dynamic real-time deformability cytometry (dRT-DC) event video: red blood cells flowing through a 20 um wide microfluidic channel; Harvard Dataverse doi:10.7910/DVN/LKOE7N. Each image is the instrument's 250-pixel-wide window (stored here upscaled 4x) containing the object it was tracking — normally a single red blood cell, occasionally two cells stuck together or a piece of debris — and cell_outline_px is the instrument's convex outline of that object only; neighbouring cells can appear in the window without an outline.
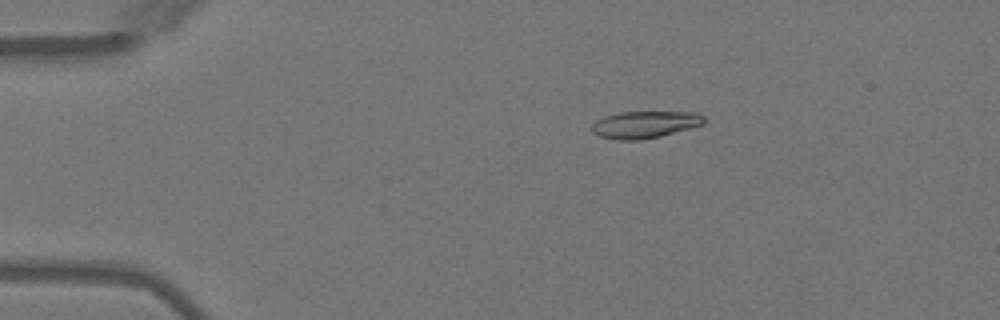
{"species": "Egyptian fruit bat (a non-hibernating species)", "species_latin": "Rousettus aegyptiacus", "temperature_condition": "warm", "stored_images_in_passage": 6, "camera_frame_rate_fps": 3000, "um_per_image_px": 0.085, "animal": {"sex": "female"}, "frame": {"image": 1, "passage_image": 3, "time_ms": 2.333, "image_size_px": [1000, 320], "cell_outline_px": [[704, 124], [660, 136], [640, 140], [616, 140], [600, 136], [592, 132], [592, 124], [596, 120], [604, 116], [620, 112], [696, 112], [704, 116]], "centroid_in_image_um": [54.79, 10.58], "position_along_channel_um": 30.2, "area_um2": 17.63}}
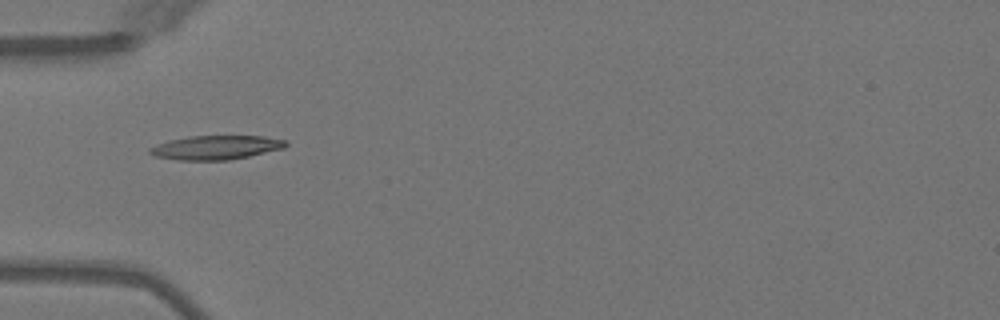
{"frame": {"image": 2, "passage_image": 5, "time_ms": 4.667, "image_size_px": [1000, 320], "cell_outline_px": [[288, 144], [284, 148], [248, 156], [228, 160], [176, 160], [156, 156], [148, 152], [148, 148], [168, 140], [188, 136], [264, 136], [288, 140]], "centroid_in_image_um": [18.36, 12.53], "position_along_channel_um": 66.6, "area_um2": 19.07}}
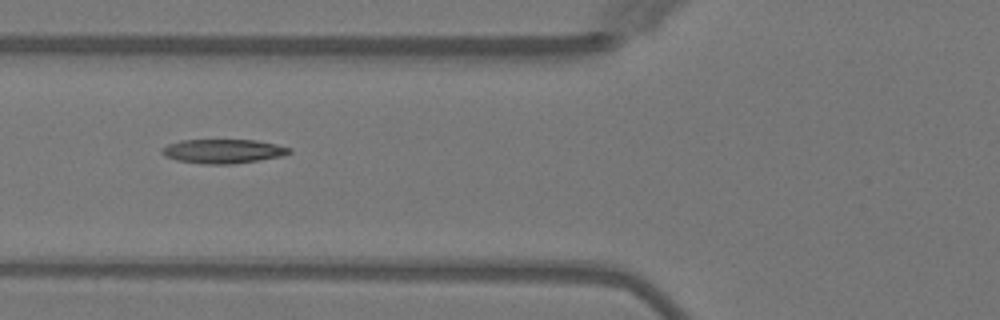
{"frame": {"image": 3, "passage_image": 6, "time_ms": 5.667, "image_size_px": [1000, 320], "cell_outline_px": [[292, 152], [284, 156], [260, 160], [232, 164], [204, 164], [176, 160], [164, 156], [160, 152], [168, 144], [180, 140], [256, 140], [276, 144], [292, 148]], "centroid_in_image_um": [18.99, 12.85], "position_along_channel_um": 106.8, "area_um2": 18.03}}